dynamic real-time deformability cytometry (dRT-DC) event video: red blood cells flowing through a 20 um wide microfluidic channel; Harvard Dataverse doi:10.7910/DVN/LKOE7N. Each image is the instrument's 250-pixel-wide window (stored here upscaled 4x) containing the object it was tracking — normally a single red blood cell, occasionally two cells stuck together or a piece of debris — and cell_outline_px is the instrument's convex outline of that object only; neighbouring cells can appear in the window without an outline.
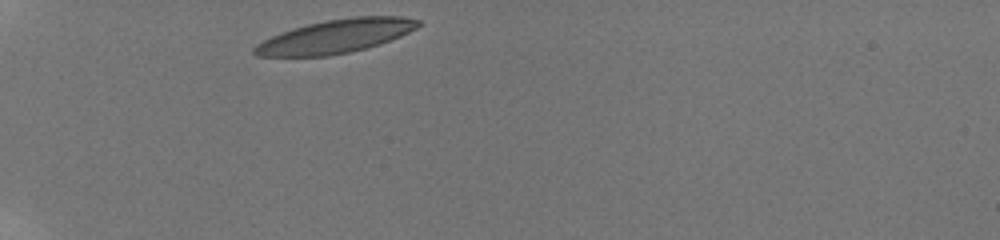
{"species": "human", "species_latin": "Homo sapiens", "temperature_condition": "room temperature", "stored_images_in_passage": 33, "camera_frame_rate_fps": 3000, "um_per_image_px": 0.085, "donor": {"sex": "male"}, "frame": {"image": 1, "passage_image": 1, "time_ms": 0.0, "image_size_px": [1000, 240], "cell_outline_px": [[424, 24], [400, 36], [380, 44], [348, 52], [328, 56], [256, 56], [252, 52], [252, 48], [256, 44], [280, 32], [292, 28], [308, 24], [328, 20], [352, 16], [400, 16], [420, 20]], "centroid_in_image_um": [28.53, 3.08], "position_along_channel_um": 56.5, "area_um2": 31.96}}
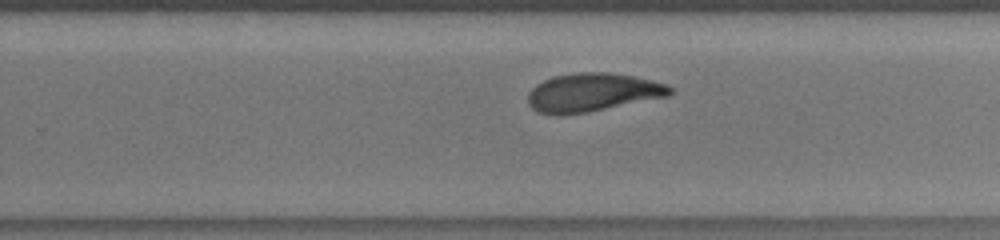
{"frame": {"image": 2, "passage_image": 21, "time_ms": 6.667, "image_size_px": [1000, 240], "cell_outline_px": [[672, 92], [668, 96], [588, 112], [556, 116], [536, 112], [528, 104], [528, 92], [536, 84], [552, 76], [576, 72], [608, 72], [636, 76], [668, 84], [672, 88]], "centroid_in_image_um": [50.33, 7.85], "position_along_channel_um": 279.5, "area_um2": 32.14}}
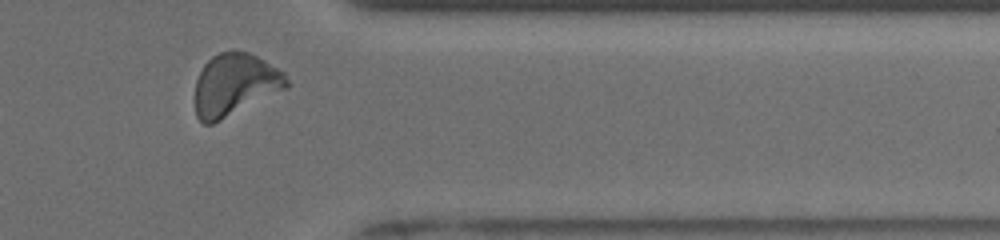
{"frame": {"image": 3, "passage_image": 30, "time_ms": 9.667, "image_size_px": [1000, 240], "cell_outline_px": [[288, 88], [212, 124], [204, 124], [196, 116], [196, 80], [204, 64], [212, 56], [220, 52], [232, 48], [248, 52], [264, 60], [284, 72], [288, 80]], "centroid_in_image_um": [19.97, 7.17], "position_along_channel_um": 391.4, "area_um2": 33.23}, "authors_computed_cell_mechanics": {"area_um2": 32.368, "velocity_mm_per_s": 3.839, "shape_relaxation_time_tau1_ms": 4.6297, "shape_relaxation_time_tau2_ms": 2.1455, "deformation_change_tau1": 0.1573, "deformation_change_tau2": 0.086}}